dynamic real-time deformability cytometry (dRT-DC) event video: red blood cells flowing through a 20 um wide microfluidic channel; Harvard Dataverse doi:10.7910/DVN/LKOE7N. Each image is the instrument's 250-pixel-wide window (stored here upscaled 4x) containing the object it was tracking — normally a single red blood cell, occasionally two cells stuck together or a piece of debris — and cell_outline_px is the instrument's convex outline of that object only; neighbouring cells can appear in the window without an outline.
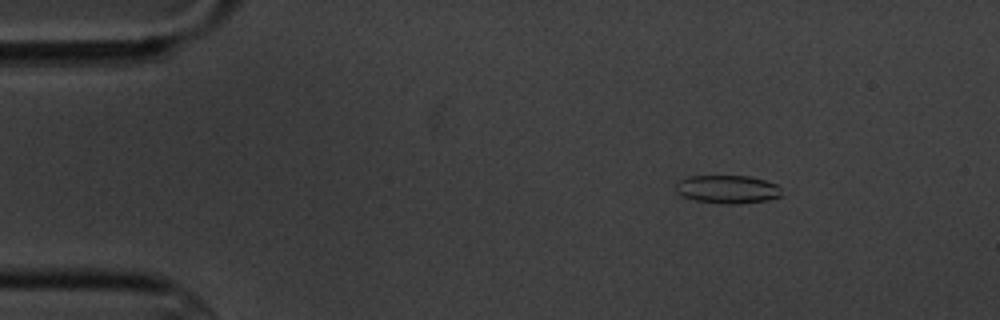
{"species": "common noctule bat (a hibernating species)", "species_latin": "Nyctalus noctula", "temperature_condition": "cold", "stored_images_in_passage": 4, "camera_frame_rate_fps": 3000, "um_per_image_px": 0.085, "animal": {"sex": "male", "body_mass_g": 20.1, "forearm_length_mm": 53.5}, "frame": {"image": 1, "passage_image": 2, "time_ms": 1.333, "image_size_px": [1000, 320], "cell_outline_px": [[784, 196], [768, 200], [740, 204], [720, 204], [696, 200], [684, 196], [676, 192], [676, 184], [680, 180], [692, 176], [748, 176], [764, 180], [776, 184], [780, 188]], "centroid_in_image_um": [61.89, 16.1], "position_along_channel_um": 23.1, "area_um2": 17.46}}